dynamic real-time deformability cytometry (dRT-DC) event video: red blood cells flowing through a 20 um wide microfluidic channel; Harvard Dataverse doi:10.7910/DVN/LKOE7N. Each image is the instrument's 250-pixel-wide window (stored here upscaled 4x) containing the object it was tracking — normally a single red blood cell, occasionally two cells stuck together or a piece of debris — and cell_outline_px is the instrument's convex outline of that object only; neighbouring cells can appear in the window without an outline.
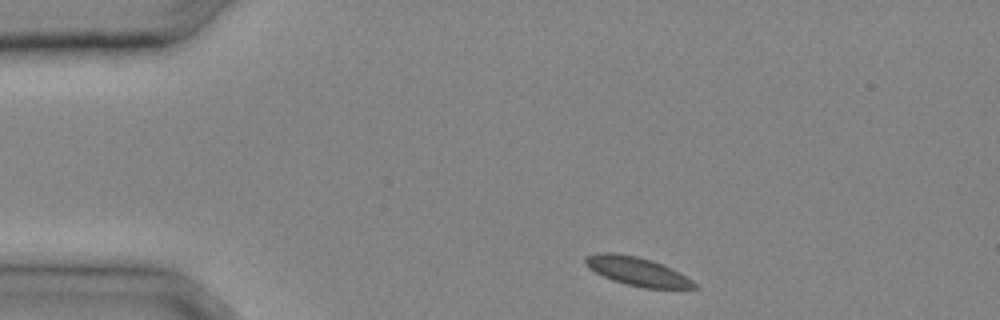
{"species": "common noctule bat (a hibernating species)", "species_latin": "Nyctalus noctula", "temperature_condition": "cold", "stored_images_in_passage": 26, "camera_frame_rate_fps": 3000, "um_per_image_px": 0.085, "animal": {"sex": "male", "body_mass_g": 20.4}, "frame": {"image": 1, "passage_image": 1, "time_ms": 0.0, "image_size_px": [1000, 320], "cell_outline_px": [[700, 288], [644, 288], [612, 280], [588, 268], [584, 264], [584, 256], [596, 252], [616, 252], [636, 256], [652, 260], [672, 268], [692, 280]], "centroid_in_image_um": [54.12, 23.04], "position_along_channel_um": 30.9, "area_um2": 18.26}}
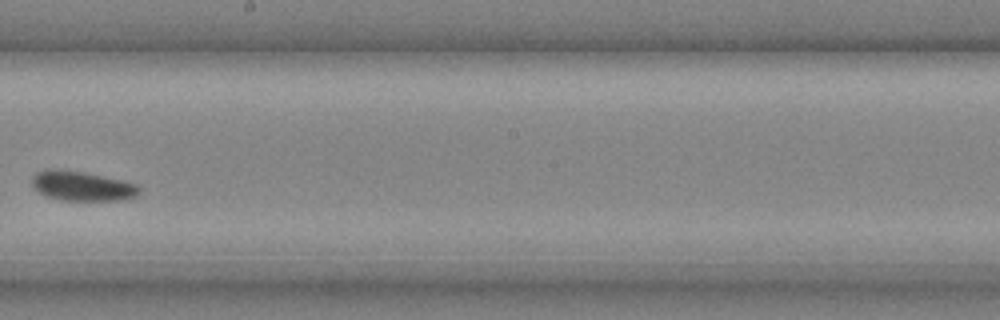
{"frame": {"image": 2, "passage_image": 14, "time_ms": 4.333, "image_size_px": [1000, 320], "cell_outline_px": [[140, 192], [136, 196], [120, 200], [60, 200], [44, 196], [32, 184], [32, 176], [36, 172], [48, 168], [52, 168], [84, 172], [120, 180], [136, 184], [140, 188]], "centroid_in_image_um": [6.94, 15.81], "position_along_channel_um": 241.3, "area_um2": 18.44}}
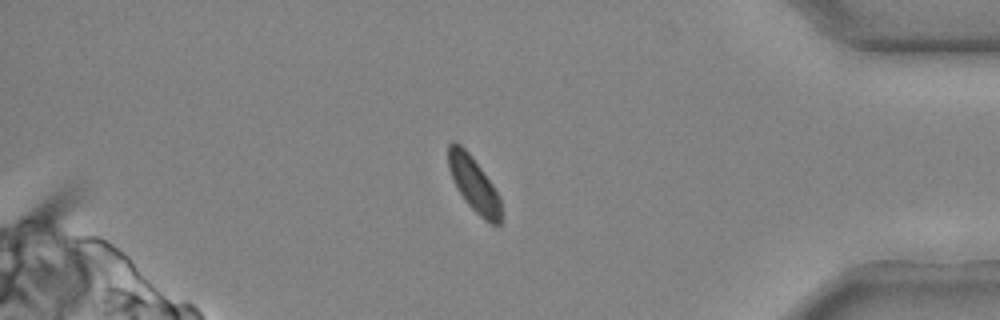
{"frame": {"image": 3, "passage_image": 23, "time_ms": 7.333, "image_size_px": [1000, 320], "cell_outline_px": [[500, 224], [492, 224], [484, 220], [468, 204], [460, 192], [448, 168], [448, 144], [452, 140], [456, 140], [468, 152], [492, 184], [500, 196]], "centroid_in_image_um": [40.26, 15.62], "position_along_channel_um": 394.9, "area_um2": 16.42}}